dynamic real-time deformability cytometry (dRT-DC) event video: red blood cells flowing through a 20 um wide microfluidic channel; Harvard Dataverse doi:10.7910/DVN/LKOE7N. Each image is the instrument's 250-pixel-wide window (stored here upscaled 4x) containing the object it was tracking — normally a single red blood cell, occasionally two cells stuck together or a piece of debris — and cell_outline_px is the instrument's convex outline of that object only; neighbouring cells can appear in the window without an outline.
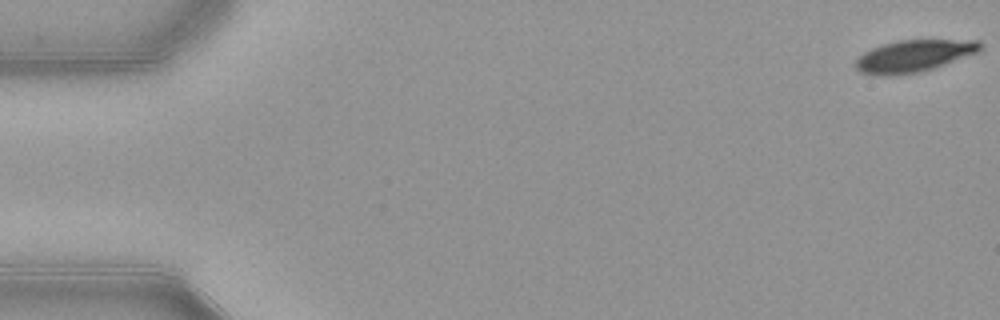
{"species": "common noctule bat (a hibernating species)", "species_latin": "Nyctalus noctula", "temperature_condition": "warm", "stored_images_in_passage": 53, "camera_frame_rate_fps": 3000, "um_per_image_px": 0.085, "animal": {"sex": "female", "body_mass_g": 21.9}, "frame": {"image": 1, "passage_image": 1, "time_ms": 0.0, "image_size_px": [1000, 320], "cell_outline_px": [[980, 52], [920, 72], [892, 76], [880, 76], [860, 72], [856, 68], [856, 60], [864, 52], [872, 48], [896, 40], [980, 40]], "centroid_in_image_um": [77.66, 4.76], "position_along_channel_um": 7.3, "area_um2": 23.12}}
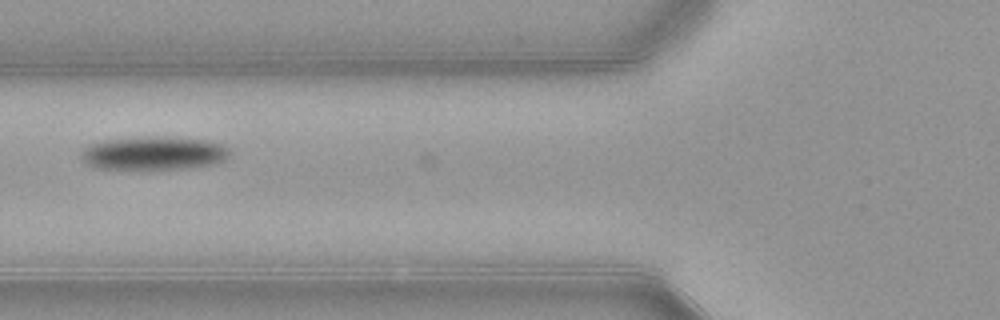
{"frame": {"image": 2, "passage_image": 21, "time_ms": 6.667, "image_size_px": [1000, 320], "cell_outline_px": [[232, 152], [224, 160], [212, 164], [188, 168], [148, 172], [92, 168], [84, 164], [80, 156], [84, 148], [88, 144], [104, 140], [148, 136], [164, 136], [208, 140], [224, 144]], "centroid_in_image_um": [13.01, 13.06], "position_along_channel_um": 112.8, "area_um2": 30.52}}
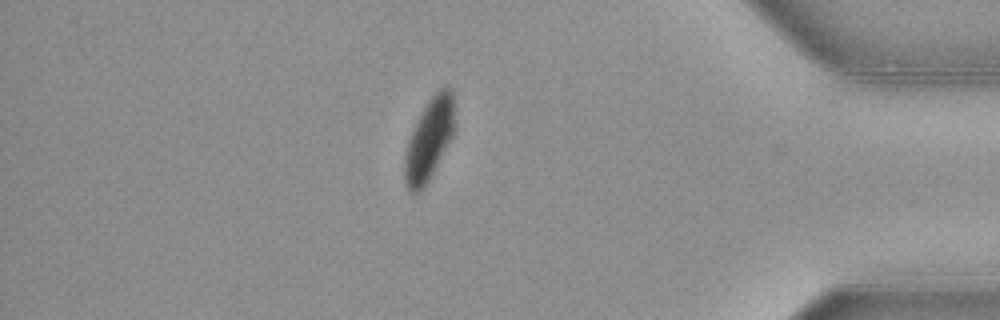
{"frame": {"image": 3, "passage_image": 46, "time_ms": 15.0, "image_size_px": [1000, 320], "cell_outline_px": [[456, 132], [424, 188], [416, 192], [412, 192], [408, 188], [404, 180], [404, 156], [408, 140], [428, 100], [440, 88], [452, 88], [456, 128]], "centroid_in_image_um": [36.52, 11.85], "position_along_channel_um": 398.7, "area_um2": 23.81}, "authors_computed_cell_mechanics": {"area_um2": 26.4146, "velocity_mm_per_s": 3.8821, "shape_relaxation_time_tau1_ms": 3.4113, "shape_relaxation_time_tau2_ms": 9.6452, "deformation_change_tau1": 0.1563, "deformation_change_tau2": 0.1173}}